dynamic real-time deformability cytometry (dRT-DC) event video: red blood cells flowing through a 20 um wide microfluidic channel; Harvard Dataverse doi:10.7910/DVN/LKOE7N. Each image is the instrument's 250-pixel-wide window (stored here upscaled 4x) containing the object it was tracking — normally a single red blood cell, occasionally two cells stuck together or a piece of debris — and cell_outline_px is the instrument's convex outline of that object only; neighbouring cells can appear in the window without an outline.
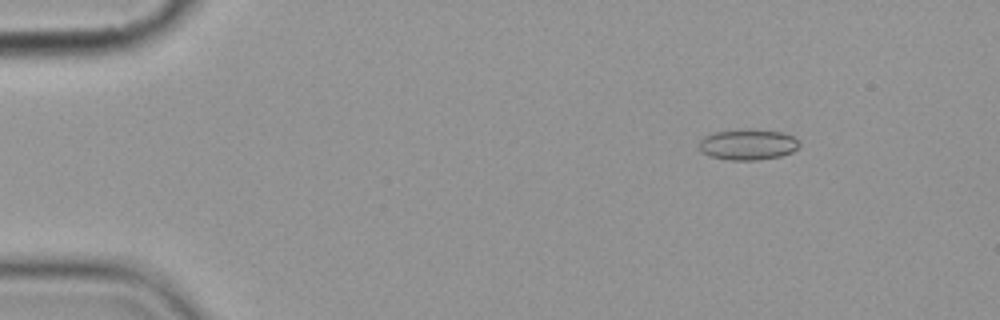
{"species": "common noctule bat (a hibernating species)", "species_latin": "Nyctalus noctula", "temperature_condition": "cold", "stored_images_in_passage": 7, "camera_frame_rate_fps": 3000, "um_per_image_px": 0.085, "animal": {"sex": "female", "body_mass_g": 19.9}, "frame": {"image": 1, "passage_image": 3, "time_ms": 2.333, "image_size_px": [1000, 320], "cell_outline_px": [[800, 144], [792, 152], [780, 156], [760, 160], [728, 160], [708, 156], [700, 148], [700, 140], [704, 136], [716, 132], [744, 128], [752, 128], [784, 132], [792, 136]], "centroid_in_image_um": [63.57, 12.27], "position_along_channel_um": 21.4, "area_um2": 18.15}}
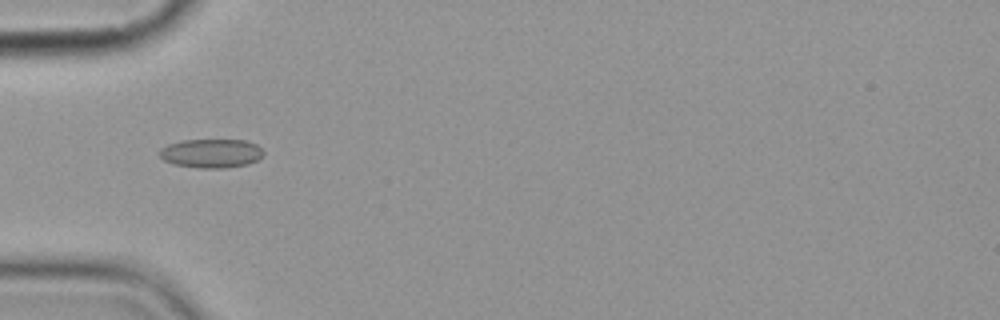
{"frame": {"image": 2, "passage_image": 6, "time_ms": 6.0, "image_size_px": [1000, 320], "cell_outline_px": [[264, 152], [256, 160], [248, 164], [224, 168], [200, 168], [172, 164], [164, 160], [160, 156], [160, 148], [168, 144], [180, 140], [244, 140], [256, 144]], "centroid_in_image_um": [17.92, 13.03], "position_along_channel_um": 67.1, "area_um2": 17.46}}
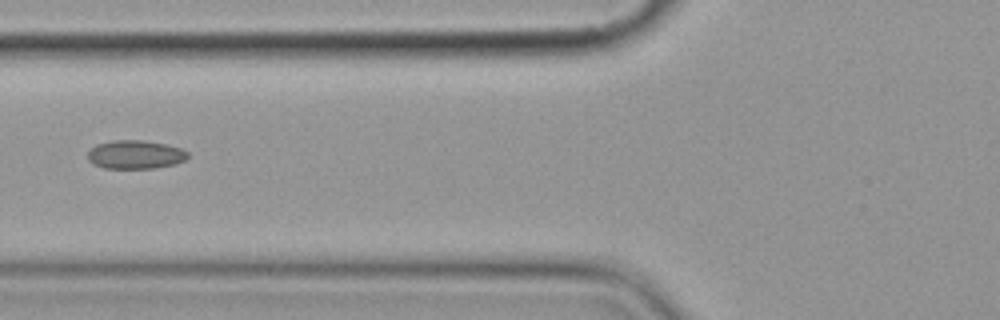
{"frame": {"image": 3, "passage_image": 7, "time_ms": 7.333, "image_size_px": [1000, 320], "cell_outline_px": [[188, 156], [184, 160], [176, 164], [156, 168], [104, 168], [92, 164], [88, 160], [88, 152], [96, 144], [112, 140], [144, 140], [168, 144], [180, 148], [188, 152]], "centroid_in_image_um": [11.5, 13.13], "position_along_channel_um": 114.3, "area_um2": 16.82}}